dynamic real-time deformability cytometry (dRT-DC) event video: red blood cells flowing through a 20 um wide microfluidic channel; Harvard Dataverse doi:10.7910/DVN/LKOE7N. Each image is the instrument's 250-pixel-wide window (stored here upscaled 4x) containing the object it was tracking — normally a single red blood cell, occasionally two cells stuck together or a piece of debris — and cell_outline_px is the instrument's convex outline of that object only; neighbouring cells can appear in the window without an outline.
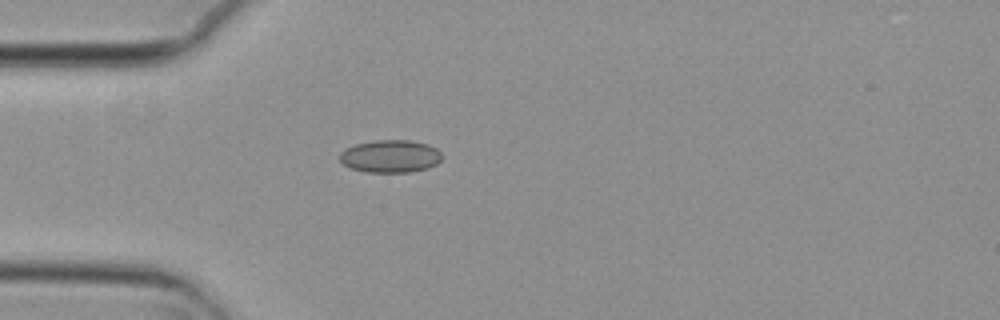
{"species": "common noctule bat (a hibernating species)", "species_latin": "Nyctalus noctula", "temperature_condition": "cold", "stored_images_in_passage": 6, "camera_frame_rate_fps": 3000, "um_per_image_px": 0.085, "animal": {"sex": "female", "body_mass_g": 29.2, "forearm_length_mm": 56.3}, "frame": {"image": 1, "passage_image": 5, "time_ms": 1.333, "image_size_px": [1000, 320], "cell_outline_px": [[444, 156], [436, 164], [428, 168], [408, 172], [364, 172], [352, 168], [344, 164], [340, 160], [340, 152], [344, 148], [356, 144], [376, 140], [412, 140], [428, 144], [436, 148]], "centroid_in_image_um": [33.19, 13.27], "position_along_channel_um": 51.8, "area_um2": 19.54}}